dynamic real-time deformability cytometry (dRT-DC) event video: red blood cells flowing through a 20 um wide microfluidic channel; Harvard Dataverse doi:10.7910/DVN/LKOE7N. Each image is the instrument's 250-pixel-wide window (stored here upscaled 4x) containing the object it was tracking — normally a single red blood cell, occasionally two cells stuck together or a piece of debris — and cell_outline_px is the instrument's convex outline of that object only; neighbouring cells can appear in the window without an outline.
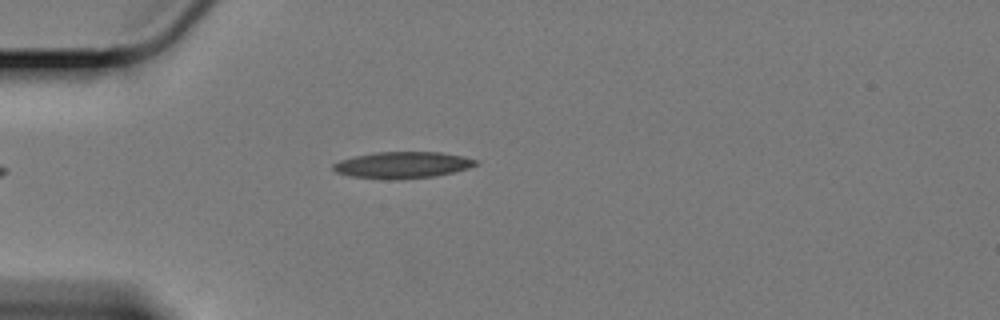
{"species": "Egyptian fruit bat (a non-hibernating species)", "species_latin": "Rousettus aegyptiacus", "temperature_condition": "cold", "stored_images_in_passage": 40, "camera_frame_rate_fps": 3000, "um_per_image_px": 0.085, "animal": {"sex": "female"}, "frame": {"image": 1, "passage_image": 1, "time_ms": 0.0, "image_size_px": [1000, 320], "cell_outline_px": [[480, 164], [468, 168], [436, 176], [396, 180], [388, 180], [348, 176], [336, 172], [332, 168], [332, 164], [340, 160], [356, 156], [376, 152], [440, 152], [464, 156], [480, 160]], "centroid_in_image_um": [34.24, 14.03], "position_along_channel_um": 50.8, "area_um2": 22.31}}
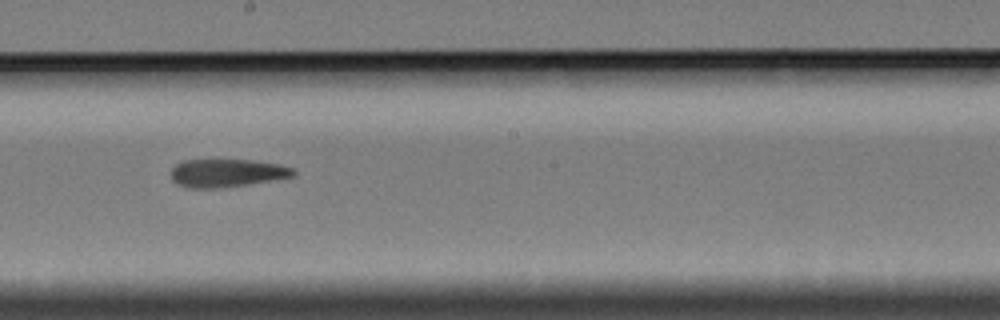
{"frame": {"image": 2, "passage_image": 18, "time_ms": 5.667, "image_size_px": [1000, 320], "cell_outline_px": [[296, 176], [248, 184], [220, 188], [184, 188], [176, 184], [172, 180], [172, 168], [176, 164], [184, 160], [252, 160], [280, 164], [296, 168]], "centroid_in_image_um": [19.31, 14.71], "position_along_channel_um": 228.9, "area_um2": 20.23}}
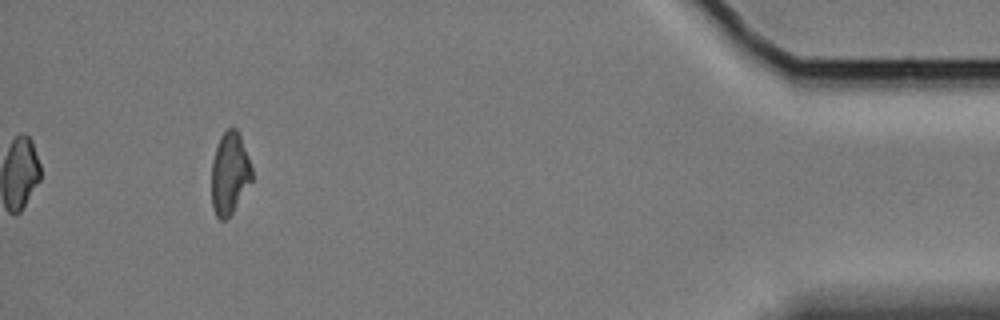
{"frame": {"image": 3, "passage_image": 40, "time_ms": 13.0, "image_size_px": [1000, 320], "cell_outline_px": [[252, 180], [232, 212], [224, 220], [220, 220], [216, 216], [212, 208], [212, 160], [220, 136], [228, 128], [236, 128], [240, 136], [248, 156], [252, 168]], "centroid_in_image_um": [19.51, 14.73], "position_along_channel_um": 415.7, "area_um2": 19.07}, "authors_computed_cell_mechanics": {"area_um2": 20.9236, "velocity_mm_per_s": 3.3716, "shape_relaxation_time_tau1_ms": null, "shape_relaxation_time_tau2_ms": 8.4674, "deformation_change_tau1": null, "deformation_change_tau2": 0.1972}}